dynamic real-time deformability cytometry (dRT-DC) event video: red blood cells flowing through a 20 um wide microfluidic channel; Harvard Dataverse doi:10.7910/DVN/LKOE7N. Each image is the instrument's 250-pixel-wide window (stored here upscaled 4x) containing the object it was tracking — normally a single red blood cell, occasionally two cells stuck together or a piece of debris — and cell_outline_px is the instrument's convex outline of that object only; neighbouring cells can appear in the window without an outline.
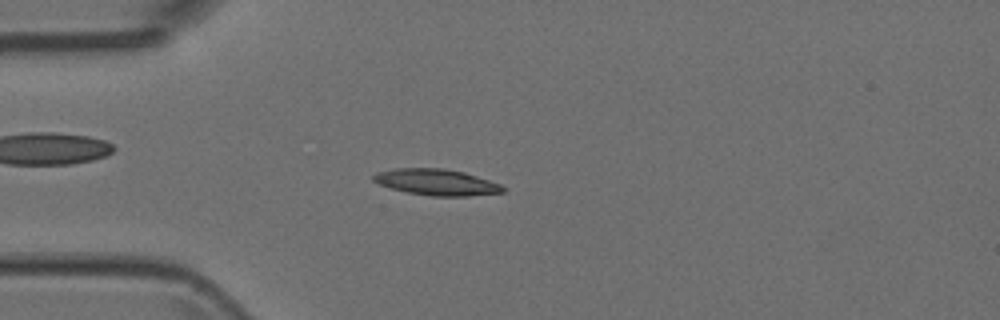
{"species": "Egyptian fruit bat (a non-hibernating species)", "species_latin": "Rousettus aegyptiacus", "temperature_condition": "room temperature", "stored_images_in_passage": 40, "camera_frame_rate_fps": 3000, "um_per_image_px": 0.085, "animal": {"sex": "female"}, "frame": {"image": 1, "passage_image": 2, "time_ms": 0.333, "image_size_px": [1000, 320], "cell_outline_px": [[504, 192], [468, 196], [432, 196], [408, 192], [392, 188], [380, 184], [372, 180], [372, 176], [376, 172], [396, 168], [444, 168], [464, 172], [500, 184], [504, 188]], "centroid_in_image_um": [37.09, 15.48], "position_along_channel_um": 47.9, "area_um2": 19.59}}
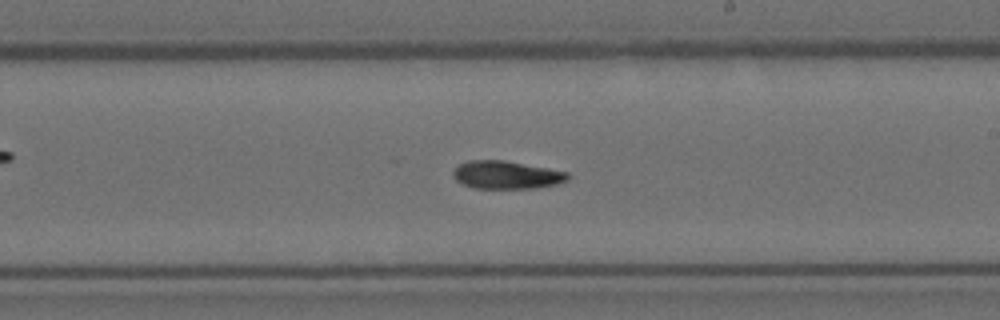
{"frame": {"image": 2, "passage_image": 18, "time_ms": 5.667, "image_size_px": [1000, 320], "cell_outline_px": [[572, 176], [568, 180], [556, 184], [536, 188], [472, 188], [456, 180], [452, 176], [452, 172], [460, 164], [468, 160], [504, 160], [548, 168], [568, 172]], "centroid_in_image_um": [43.07, 14.86], "position_along_channel_um": 245.9, "area_um2": 18.73}}
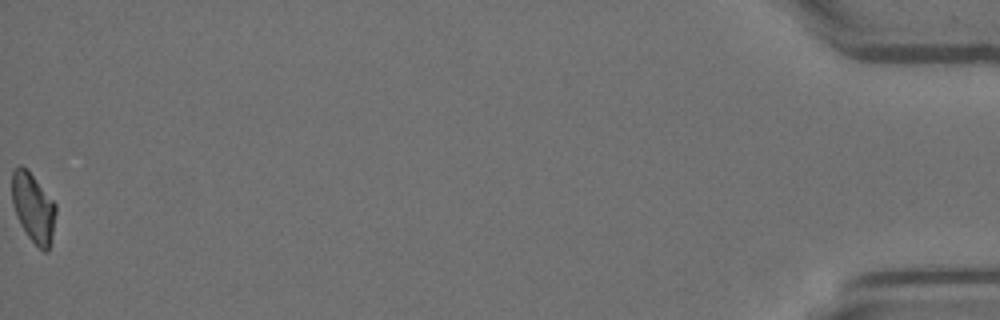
{"frame": {"image": 3, "passage_image": 40, "time_ms": 13.0, "image_size_px": [1000, 320], "cell_outline_px": [[56, 212], [52, 236], [48, 252], [44, 252], [28, 236], [20, 224], [16, 216], [12, 204], [12, 172], [20, 164], [28, 168], [56, 204]], "centroid_in_image_um": [2.82, 17.62], "position_along_channel_um": 432.4, "area_um2": 17.8}}